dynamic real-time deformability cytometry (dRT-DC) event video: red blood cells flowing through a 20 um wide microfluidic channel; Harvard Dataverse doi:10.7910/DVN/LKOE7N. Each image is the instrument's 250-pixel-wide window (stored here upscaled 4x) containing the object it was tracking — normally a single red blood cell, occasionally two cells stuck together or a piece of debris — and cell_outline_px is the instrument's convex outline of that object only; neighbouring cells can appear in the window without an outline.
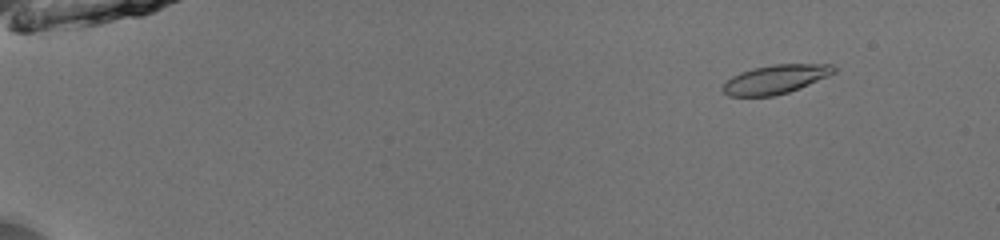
{"species": "common noctule bat (a hibernating species)", "species_latin": "Nyctalus noctula", "temperature_condition": "room temperature", "stored_images_in_passage": 53, "camera_frame_rate_fps": 3000, "um_per_image_px": 0.085, "animal": {"sex": "male", "body_mass_g": 13.0, "forearm_length_mm": 53.1}, "frame": {"image": 1, "passage_image": 7, "time_ms": 2.0, "image_size_px": [1000, 240], "cell_outline_px": [[836, 72], [828, 76], [800, 88], [788, 92], [772, 96], [728, 96], [720, 88], [732, 76], [740, 72], [752, 68], [772, 64], [832, 64], [836, 68]], "centroid_in_image_um": [65.91, 6.73], "position_along_channel_um": 19.1, "area_um2": 18.73}}
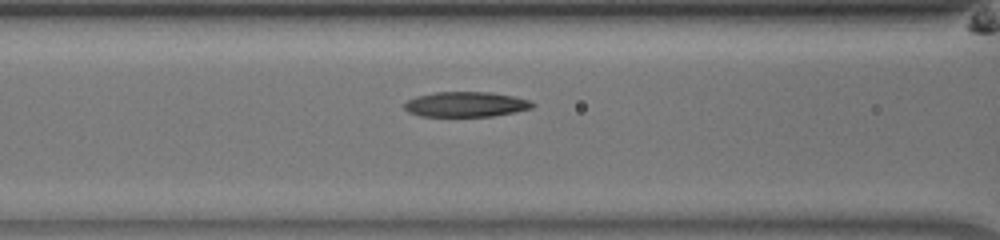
{"frame": {"image": 2, "passage_image": 25, "time_ms": 8.0, "image_size_px": [1000, 240], "cell_outline_px": [[536, 104], [532, 108], [516, 112], [492, 116], [420, 116], [408, 112], [404, 108], [404, 104], [408, 100], [416, 96], [436, 92], [492, 92], [512, 96], [528, 100]], "centroid_in_image_um": [39.6, 8.87], "position_along_channel_um": 127.0, "area_um2": 18.73}}
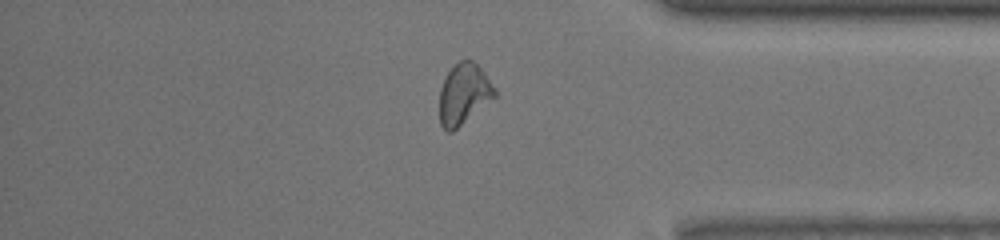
{"frame": {"image": 3, "passage_image": 46, "time_ms": 15.0, "image_size_px": [1000, 240], "cell_outline_px": [[496, 96], [452, 132], [448, 132], [440, 124], [440, 88], [448, 72], [460, 60], [472, 60], [484, 72], [496, 88]], "centroid_in_image_um": [39.43, 7.99], "position_along_channel_um": 395.8, "area_um2": 19.25}, "authors_computed_cell_mechanics": {"area_um2": 19.074, "velocity_mm_per_s": 3.9887, "shape_relaxation_time_tau1_ms": null, "shape_relaxation_time_tau2_ms": 4.1313, "deformation_change_tau1": null, "deformation_change_tau2": 0.0912}}